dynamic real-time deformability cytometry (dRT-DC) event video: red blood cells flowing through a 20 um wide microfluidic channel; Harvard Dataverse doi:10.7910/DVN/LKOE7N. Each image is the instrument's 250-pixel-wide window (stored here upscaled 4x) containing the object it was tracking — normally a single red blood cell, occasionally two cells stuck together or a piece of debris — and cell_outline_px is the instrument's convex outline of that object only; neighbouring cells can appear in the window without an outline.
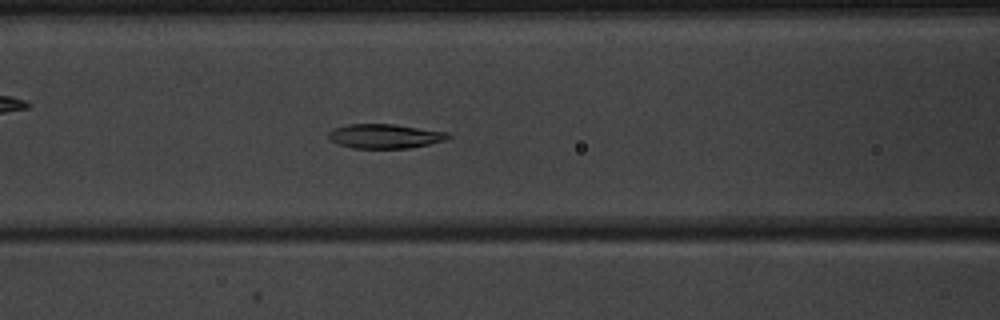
{"species": "common noctule bat (a hibernating species)", "species_latin": "Nyctalus noctula", "temperature_condition": "warm", "stored_images_in_passage": 53, "camera_frame_rate_fps": 3000, "um_per_image_px": 0.085, "animal": {"sex": "male", "body_mass_g": 20.1, "forearm_length_mm": 53.5}, "frame": {"image": 1, "passage_image": 24, "time_ms": 7.667, "image_size_px": [1000, 320], "cell_outline_px": [[452, 136], [448, 140], [408, 148], [352, 148], [328, 140], [328, 132], [332, 128], [348, 124], [392, 124], [448, 132]], "centroid_in_image_um": [32.7, 11.57], "position_along_channel_um": 133.9, "area_um2": 17.05}}
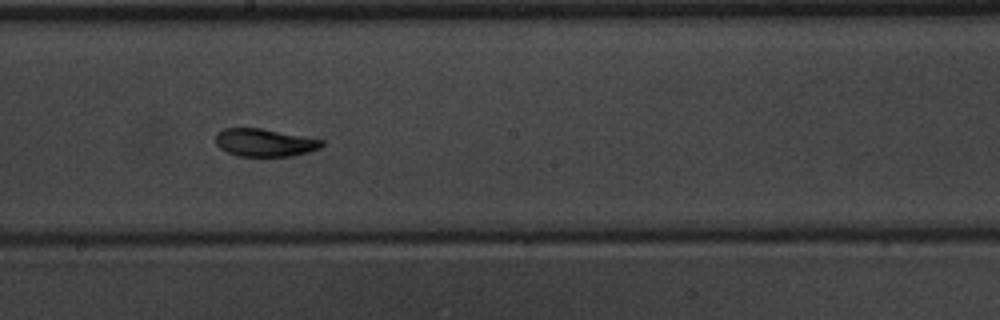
{"frame": {"image": 2, "passage_image": 31, "time_ms": 10.0, "image_size_px": [1000, 320], "cell_outline_px": [[324, 144], [320, 148], [308, 152], [292, 156], [240, 156], [228, 152], [220, 148], [216, 144], [216, 132], [224, 128], [260, 128], [324, 140]], "centroid_in_image_um": [22.49, 12.12], "position_along_channel_um": 225.7, "area_um2": 17.11}}
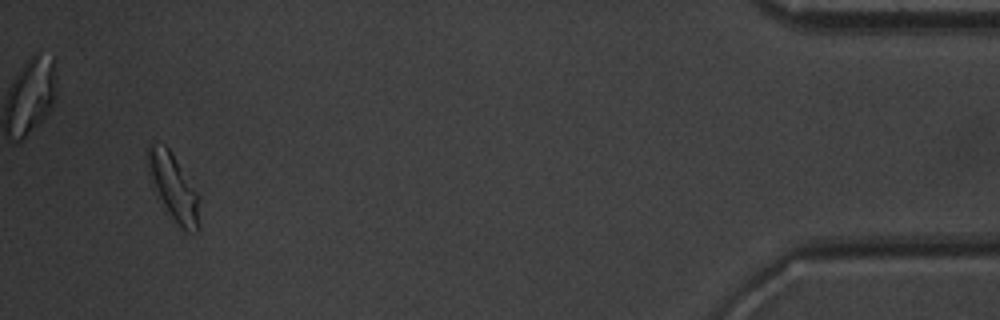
{"frame": {"image": 3, "passage_image": 51, "time_ms": 16.667, "image_size_px": [1000, 320], "cell_outline_px": [[200, 228], [196, 232], [188, 232], [180, 228], [172, 220], [152, 188], [148, 176], [148, 144], [164, 144], [168, 148], [200, 196]], "centroid_in_image_um": [14.77, 16.01], "position_along_channel_um": 420.4, "area_um2": 20.4}, "authors_computed_cell_mechanics": {"area_um2": 17.9758, "velocity_mm_per_s": 3.9487, "shape_relaxation_time_tau1_ms": 3.3849, "shape_relaxation_time_tau2_ms": 1.7741, "deformation_change_tau1": 0.1303, "deformation_change_tau2": 0.059}}